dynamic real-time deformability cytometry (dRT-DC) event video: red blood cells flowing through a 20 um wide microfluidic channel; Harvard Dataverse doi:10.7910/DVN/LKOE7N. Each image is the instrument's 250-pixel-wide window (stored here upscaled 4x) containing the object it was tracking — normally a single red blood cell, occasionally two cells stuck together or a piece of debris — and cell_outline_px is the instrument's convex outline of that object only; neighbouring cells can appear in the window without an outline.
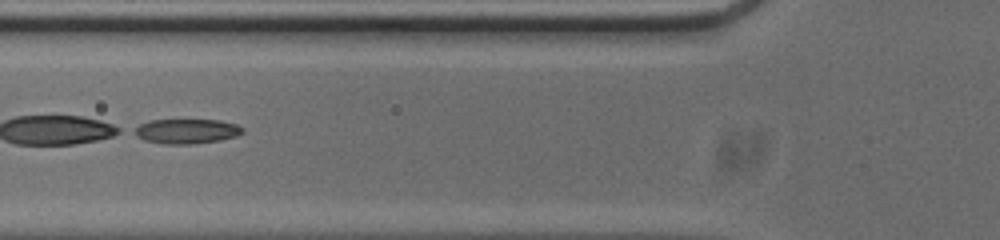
{"species": "common noctule bat (a hibernating species)", "species_latin": "Nyctalus noctula", "temperature_condition": "cold", "stored_images_in_passage": 51, "segment_of_instrument_passage": [2, 2], "camera_frame_rate_fps": 3000, "um_per_image_px": 0.085, "animal": {"sex": "male", "body_mass_g": 20.0, "forearm_length_mm": 53.3}, "frame": {"image": 1, "passage_image": 18, "time_ms": 5.667, "image_size_px": [1000, 240], "cell_outline_px": [[244, 132], [236, 136], [220, 140], [192, 144], [164, 144], [144, 140], [128, 132], [132, 128], [148, 120], [220, 120], [236, 124], [244, 128]], "centroid_in_image_um": [15.79, 11.15], "position_along_channel_um": 110.0, "area_um2": 15.9}}